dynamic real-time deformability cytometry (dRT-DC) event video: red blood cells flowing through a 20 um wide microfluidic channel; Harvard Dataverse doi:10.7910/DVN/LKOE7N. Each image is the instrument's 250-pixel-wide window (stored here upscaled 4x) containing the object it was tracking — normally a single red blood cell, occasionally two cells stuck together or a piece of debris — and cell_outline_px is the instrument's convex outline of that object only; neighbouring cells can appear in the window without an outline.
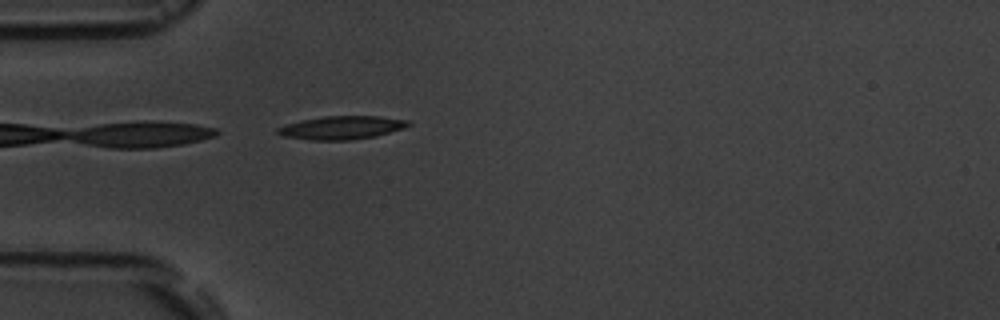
{"species": "common noctule bat (a hibernating species)", "species_latin": "Nyctalus noctula", "temperature_condition": "room temperature", "stored_images_in_passage": 1, "camera_frame_rate_fps": 3000, "um_per_image_px": 0.085, "animal": {"sex": "male", "body_mass_g": 19.5, "forearm_length_mm": 54.6}, "frame": {"image": 1, "passage_image": 1, "time_ms": 0.0, "image_size_px": [1000, 320], "cell_outline_px": [[412, 124], [404, 128], [376, 136], [352, 140], [308, 140], [284, 136], [276, 132], [276, 128], [300, 120], [324, 116], [380, 116], [408, 120]], "centroid_in_image_um": [29.05, 10.85], "position_along_channel_um": 55.9, "area_um2": 17.8}}